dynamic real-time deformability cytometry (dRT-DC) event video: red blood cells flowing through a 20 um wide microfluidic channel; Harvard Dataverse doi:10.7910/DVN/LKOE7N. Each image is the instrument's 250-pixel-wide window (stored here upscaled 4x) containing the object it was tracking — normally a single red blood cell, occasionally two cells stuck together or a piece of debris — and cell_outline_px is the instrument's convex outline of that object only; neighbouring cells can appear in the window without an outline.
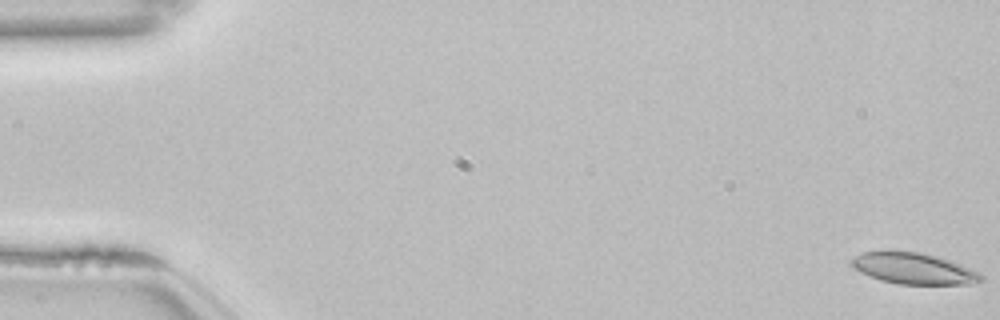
{"species": "common noctule bat (a hibernating species)", "species_latin": "Nyctalus noctula", "temperature_condition": "room temperature", "stored_images_in_passage": 54, "camera_frame_rate_fps": 3000, "um_per_image_px": 0.085, "animal": {"sex": "female", "body_mass_g": 22.7, "forearm_length_mm": 54.2}, "frame": {"image": 1, "passage_image": 1, "time_ms": 0.0, "image_size_px": [1000, 320], "cell_outline_px": [[984, 280], [968, 284], [900, 284], [880, 280], [868, 276], [860, 272], [848, 260], [864, 252], [920, 252], [936, 256], [960, 264], [980, 272], [984, 276]], "centroid_in_image_um": [77.69, 22.84], "position_along_channel_um": 7.3, "area_um2": 23.24}}
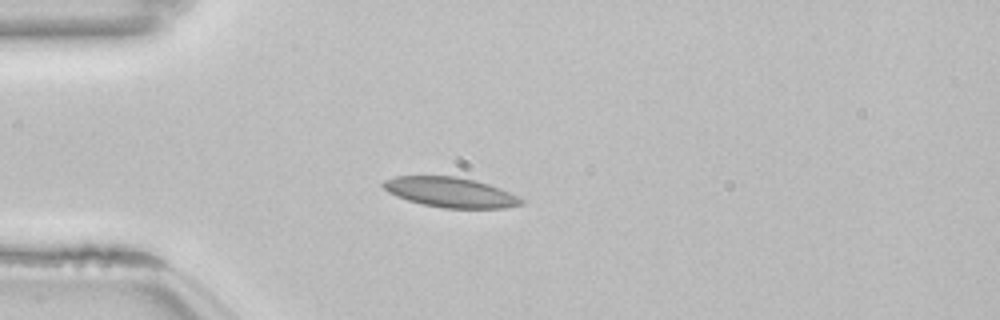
{"frame": {"image": 2, "passage_image": 15, "time_ms": 4.667, "image_size_px": [1000, 320], "cell_outline_px": [[524, 204], [504, 208], [444, 208], [424, 204], [408, 200], [396, 196], [388, 192], [380, 184], [384, 180], [396, 176], [456, 176], [476, 180], [500, 188], [524, 200]], "centroid_in_image_um": [38.27, 16.34], "position_along_channel_um": 46.7, "area_um2": 24.04}}
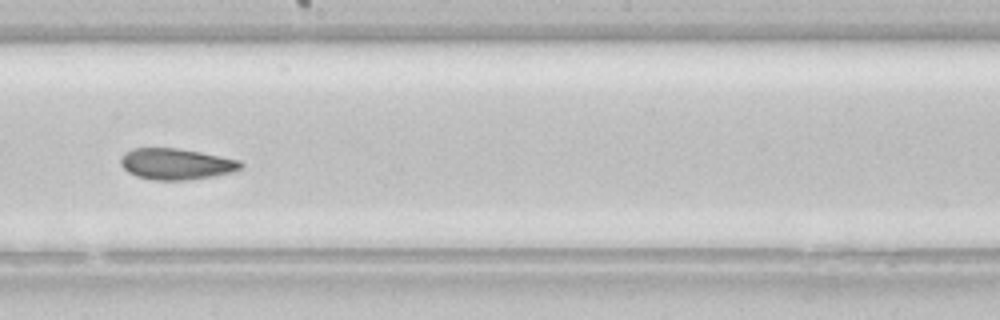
{"frame": {"image": 3, "passage_image": 31, "time_ms": 10.0, "image_size_px": [1000, 320], "cell_outline_px": [[244, 164], [240, 168], [232, 172], [212, 176], [188, 180], [152, 180], [136, 176], [128, 172], [120, 164], [120, 156], [124, 152], [132, 148], [176, 148], [200, 152], [240, 160]], "centroid_in_image_um": [14.93, 13.94], "position_along_channel_um": 233.3, "area_um2": 21.85}, "authors_computed_cell_mechanics": {"area_um2": 23.2645, "velocity_mm_per_s": 3.8308, "shape_relaxation_time_tau1_ms": null, "shape_relaxation_time_tau2_ms": 3.8346, "deformation_change_tau1": null, "deformation_change_tau2": 0.0835}}